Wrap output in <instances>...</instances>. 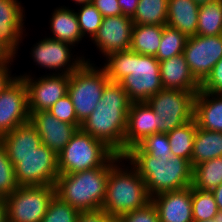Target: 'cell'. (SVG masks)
I'll use <instances>...</instances> for the list:
<instances>
[{
    "instance_id": "cell-49",
    "label": "cell",
    "mask_w": 222,
    "mask_h": 222,
    "mask_svg": "<svg viewBox=\"0 0 222 222\" xmlns=\"http://www.w3.org/2000/svg\"><path fill=\"white\" fill-rule=\"evenodd\" d=\"M106 222H122L120 217L111 216Z\"/></svg>"
},
{
    "instance_id": "cell-12",
    "label": "cell",
    "mask_w": 222,
    "mask_h": 222,
    "mask_svg": "<svg viewBox=\"0 0 222 222\" xmlns=\"http://www.w3.org/2000/svg\"><path fill=\"white\" fill-rule=\"evenodd\" d=\"M52 74L36 80L27 74L17 76L22 78L27 86L29 113L48 111L53 104L67 95L70 75Z\"/></svg>"
},
{
    "instance_id": "cell-37",
    "label": "cell",
    "mask_w": 222,
    "mask_h": 222,
    "mask_svg": "<svg viewBox=\"0 0 222 222\" xmlns=\"http://www.w3.org/2000/svg\"><path fill=\"white\" fill-rule=\"evenodd\" d=\"M48 112L62 122L75 125L78 129L81 127L74 105L68 94L53 104Z\"/></svg>"
},
{
    "instance_id": "cell-26",
    "label": "cell",
    "mask_w": 222,
    "mask_h": 222,
    "mask_svg": "<svg viewBox=\"0 0 222 222\" xmlns=\"http://www.w3.org/2000/svg\"><path fill=\"white\" fill-rule=\"evenodd\" d=\"M163 26L134 24L130 50L141 55L156 56L160 46Z\"/></svg>"
},
{
    "instance_id": "cell-41",
    "label": "cell",
    "mask_w": 222,
    "mask_h": 222,
    "mask_svg": "<svg viewBox=\"0 0 222 222\" xmlns=\"http://www.w3.org/2000/svg\"><path fill=\"white\" fill-rule=\"evenodd\" d=\"M111 216H109L102 209L94 211H80L77 222H106Z\"/></svg>"
},
{
    "instance_id": "cell-25",
    "label": "cell",
    "mask_w": 222,
    "mask_h": 222,
    "mask_svg": "<svg viewBox=\"0 0 222 222\" xmlns=\"http://www.w3.org/2000/svg\"><path fill=\"white\" fill-rule=\"evenodd\" d=\"M222 157V132L198 128L194 135L192 167Z\"/></svg>"
},
{
    "instance_id": "cell-36",
    "label": "cell",
    "mask_w": 222,
    "mask_h": 222,
    "mask_svg": "<svg viewBox=\"0 0 222 222\" xmlns=\"http://www.w3.org/2000/svg\"><path fill=\"white\" fill-rule=\"evenodd\" d=\"M18 187L14 165L8 158L5 146L0 141V199L6 198Z\"/></svg>"
},
{
    "instance_id": "cell-15",
    "label": "cell",
    "mask_w": 222,
    "mask_h": 222,
    "mask_svg": "<svg viewBox=\"0 0 222 222\" xmlns=\"http://www.w3.org/2000/svg\"><path fill=\"white\" fill-rule=\"evenodd\" d=\"M133 25L129 16L105 17L92 41L104 53V57L113 52L129 50Z\"/></svg>"
},
{
    "instance_id": "cell-10",
    "label": "cell",
    "mask_w": 222,
    "mask_h": 222,
    "mask_svg": "<svg viewBox=\"0 0 222 222\" xmlns=\"http://www.w3.org/2000/svg\"><path fill=\"white\" fill-rule=\"evenodd\" d=\"M19 186L55 185L59 176L58 156L46 145L28 155H8Z\"/></svg>"
},
{
    "instance_id": "cell-1",
    "label": "cell",
    "mask_w": 222,
    "mask_h": 222,
    "mask_svg": "<svg viewBox=\"0 0 222 222\" xmlns=\"http://www.w3.org/2000/svg\"><path fill=\"white\" fill-rule=\"evenodd\" d=\"M109 81L118 82L131 102H146L163 89L159 61L152 55L123 50L106 56Z\"/></svg>"
},
{
    "instance_id": "cell-42",
    "label": "cell",
    "mask_w": 222,
    "mask_h": 222,
    "mask_svg": "<svg viewBox=\"0 0 222 222\" xmlns=\"http://www.w3.org/2000/svg\"><path fill=\"white\" fill-rule=\"evenodd\" d=\"M13 60L0 61V93L6 89L17 77L11 76L8 64ZM10 74V75H9ZM11 76V77H10Z\"/></svg>"
},
{
    "instance_id": "cell-29",
    "label": "cell",
    "mask_w": 222,
    "mask_h": 222,
    "mask_svg": "<svg viewBox=\"0 0 222 222\" xmlns=\"http://www.w3.org/2000/svg\"><path fill=\"white\" fill-rule=\"evenodd\" d=\"M222 34V0H214L199 7L197 34L216 36Z\"/></svg>"
},
{
    "instance_id": "cell-20",
    "label": "cell",
    "mask_w": 222,
    "mask_h": 222,
    "mask_svg": "<svg viewBox=\"0 0 222 222\" xmlns=\"http://www.w3.org/2000/svg\"><path fill=\"white\" fill-rule=\"evenodd\" d=\"M193 119L198 128L222 132V94L200 90L194 99Z\"/></svg>"
},
{
    "instance_id": "cell-43",
    "label": "cell",
    "mask_w": 222,
    "mask_h": 222,
    "mask_svg": "<svg viewBox=\"0 0 222 222\" xmlns=\"http://www.w3.org/2000/svg\"><path fill=\"white\" fill-rule=\"evenodd\" d=\"M139 0H118L122 15L133 17L136 13Z\"/></svg>"
},
{
    "instance_id": "cell-3",
    "label": "cell",
    "mask_w": 222,
    "mask_h": 222,
    "mask_svg": "<svg viewBox=\"0 0 222 222\" xmlns=\"http://www.w3.org/2000/svg\"><path fill=\"white\" fill-rule=\"evenodd\" d=\"M130 161L144 180L151 197L192 186L193 167L189 160L173 156L158 159L147 153H125L123 160Z\"/></svg>"
},
{
    "instance_id": "cell-5",
    "label": "cell",
    "mask_w": 222,
    "mask_h": 222,
    "mask_svg": "<svg viewBox=\"0 0 222 222\" xmlns=\"http://www.w3.org/2000/svg\"><path fill=\"white\" fill-rule=\"evenodd\" d=\"M122 159L123 156L110 169L102 205V210L114 217H120L151 202L144 180L134 167L130 171L121 168L118 162H122Z\"/></svg>"
},
{
    "instance_id": "cell-13",
    "label": "cell",
    "mask_w": 222,
    "mask_h": 222,
    "mask_svg": "<svg viewBox=\"0 0 222 222\" xmlns=\"http://www.w3.org/2000/svg\"><path fill=\"white\" fill-rule=\"evenodd\" d=\"M29 121L27 86L17 77L0 93V138Z\"/></svg>"
},
{
    "instance_id": "cell-40",
    "label": "cell",
    "mask_w": 222,
    "mask_h": 222,
    "mask_svg": "<svg viewBox=\"0 0 222 222\" xmlns=\"http://www.w3.org/2000/svg\"><path fill=\"white\" fill-rule=\"evenodd\" d=\"M92 4L102 14L103 18L122 15L118 0H92Z\"/></svg>"
},
{
    "instance_id": "cell-14",
    "label": "cell",
    "mask_w": 222,
    "mask_h": 222,
    "mask_svg": "<svg viewBox=\"0 0 222 222\" xmlns=\"http://www.w3.org/2000/svg\"><path fill=\"white\" fill-rule=\"evenodd\" d=\"M70 46H72V44L67 42L45 38L34 45L31 50L32 57L34 62L41 67L48 68L49 70L52 69L53 71H58L59 69V71H61V68L63 67L62 72H58V74L70 75L77 70L84 61H86L82 56L77 57L76 59L72 58ZM71 58L75 61L72 62L70 60Z\"/></svg>"
},
{
    "instance_id": "cell-24",
    "label": "cell",
    "mask_w": 222,
    "mask_h": 222,
    "mask_svg": "<svg viewBox=\"0 0 222 222\" xmlns=\"http://www.w3.org/2000/svg\"><path fill=\"white\" fill-rule=\"evenodd\" d=\"M50 21L53 37L50 36L49 38L67 42L73 46L82 40V33L74 10L64 8V6L63 8H56Z\"/></svg>"
},
{
    "instance_id": "cell-16",
    "label": "cell",
    "mask_w": 222,
    "mask_h": 222,
    "mask_svg": "<svg viewBox=\"0 0 222 222\" xmlns=\"http://www.w3.org/2000/svg\"><path fill=\"white\" fill-rule=\"evenodd\" d=\"M29 122L39 133L42 144L57 156L78 130L75 125L58 120L48 111L30 113Z\"/></svg>"
},
{
    "instance_id": "cell-47",
    "label": "cell",
    "mask_w": 222,
    "mask_h": 222,
    "mask_svg": "<svg viewBox=\"0 0 222 222\" xmlns=\"http://www.w3.org/2000/svg\"><path fill=\"white\" fill-rule=\"evenodd\" d=\"M193 222H222V211H219L216 216L207 221H193Z\"/></svg>"
},
{
    "instance_id": "cell-8",
    "label": "cell",
    "mask_w": 222,
    "mask_h": 222,
    "mask_svg": "<svg viewBox=\"0 0 222 222\" xmlns=\"http://www.w3.org/2000/svg\"><path fill=\"white\" fill-rule=\"evenodd\" d=\"M198 92L162 89L146 102L157 114V133H168L193 119Z\"/></svg>"
},
{
    "instance_id": "cell-4",
    "label": "cell",
    "mask_w": 222,
    "mask_h": 222,
    "mask_svg": "<svg viewBox=\"0 0 222 222\" xmlns=\"http://www.w3.org/2000/svg\"><path fill=\"white\" fill-rule=\"evenodd\" d=\"M121 157L115 154L103 167L59 175L55 195L79 211L102 209L110 169Z\"/></svg>"
},
{
    "instance_id": "cell-46",
    "label": "cell",
    "mask_w": 222,
    "mask_h": 222,
    "mask_svg": "<svg viewBox=\"0 0 222 222\" xmlns=\"http://www.w3.org/2000/svg\"><path fill=\"white\" fill-rule=\"evenodd\" d=\"M0 222H8L6 204L3 199H0Z\"/></svg>"
},
{
    "instance_id": "cell-48",
    "label": "cell",
    "mask_w": 222,
    "mask_h": 222,
    "mask_svg": "<svg viewBox=\"0 0 222 222\" xmlns=\"http://www.w3.org/2000/svg\"><path fill=\"white\" fill-rule=\"evenodd\" d=\"M199 6L210 3L211 1L214 0H194Z\"/></svg>"
},
{
    "instance_id": "cell-21",
    "label": "cell",
    "mask_w": 222,
    "mask_h": 222,
    "mask_svg": "<svg viewBox=\"0 0 222 222\" xmlns=\"http://www.w3.org/2000/svg\"><path fill=\"white\" fill-rule=\"evenodd\" d=\"M23 9L17 0H0V37L15 53L22 40Z\"/></svg>"
},
{
    "instance_id": "cell-39",
    "label": "cell",
    "mask_w": 222,
    "mask_h": 222,
    "mask_svg": "<svg viewBox=\"0 0 222 222\" xmlns=\"http://www.w3.org/2000/svg\"><path fill=\"white\" fill-rule=\"evenodd\" d=\"M200 90L207 93L222 94V58L215 64L210 75L200 85Z\"/></svg>"
},
{
    "instance_id": "cell-50",
    "label": "cell",
    "mask_w": 222,
    "mask_h": 222,
    "mask_svg": "<svg viewBox=\"0 0 222 222\" xmlns=\"http://www.w3.org/2000/svg\"><path fill=\"white\" fill-rule=\"evenodd\" d=\"M75 3L77 4H85V3H90L92 0H74Z\"/></svg>"
},
{
    "instance_id": "cell-27",
    "label": "cell",
    "mask_w": 222,
    "mask_h": 222,
    "mask_svg": "<svg viewBox=\"0 0 222 222\" xmlns=\"http://www.w3.org/2000/svg\"><path fill=\"white\" fill-rule=\"evenodd\" d=\"M197 124L194 119L166 133L173 156L189 160L192 165V151Z\"/></svg>"
},
{
    "instance_id": "cell-28",
    "label": "cell",
    "mask_w": 222,
    "mask_h": 222,
    "mask_svg": "<svg viewBox=\"0 0 222 222\" xmlns=\"http://www.w3.org/2000/svg\"><path fill=\"white\" fill-rule=\"evenodd\" d=\"M222 184V157L205 161L193 167L192 186L203 191H212Z\"/></svg>"
},
{
    "instance_id": "cell-38",
    "label": "cell",
    "mask_w": 222,
    "mask_h": 222,
    "mask_svg": "<svg viewBox=\"0 0 222 222\" xmlns=\"http://www.w3.org/2000/svg\"><path fill=\"white\" fill-rule=\"evenodd\" d=\"M120 219L122 222H159L158 212L152 201L142 208L121 215Z\"/></svg>"
},
{
    "instance_id": "cell-33",
    "label": "cell",
    "mask_w": 222,
    "mask_h": 222,
    "mask_svg": "<svg viewBox=\"0 0 222 222\" xmlns=\"http://www.w3.org/2000/svg\"><path fill=\"white\" fill-rule=\"evenodd\" d=\"M219 212L211 191H203L192 186V214L194 221H207Z\"/></svg>"
},
{
    "instance_id": "cell-44",
    "label": "cell",
    "mask_w": 222,
    "mask_h": 222,
    "mask_svg": "<svg viewBox=\"0 0 222 222\" xmlns=\"http://www.w3.org/2000/svg\"><path fill=\"white\" fill-rule=\"evenodd\" d=\"M15 52L0 37V61L13 60Z\"/></svg>"
},
{
    "instance_id": "cell-19",
    "label": "cell",
    "mask_w": 222,
    "mask_h": 222,
    "mask_svg": "<svg viewBox=\"0 0 222 222\" xmlns=\"http://www.w3.org/2000/svg\"><path fill=\"white\" fill-rule=\"evenodd\" d=\"M161 83L164 89L199 92L200 84L191 74L184 54L159 61Z\"/></svg>"
},
{
    "instance_id": "cell-34",
    "label": "cell",
    "mask_w": 222,
    "mask_h": 222,
    "mask_svg": "<svg viewBox=\"0 0 222 222\" xmlns=\"http://www.w3.org/2000/svg\"><path fill=\"white\" fill-rule=\"evenodd\" d=\"M80 211L54 195L40 222H77Z\"/></svg>"
},
{
    "instance_id": "cell-7",
    "label": "cell",
    "mask_w": 222,
    "mask_h": 222,
    "mask_svg": "<svg viewBox=\"0 0 222 222\" xmlns=\"http://www.w3.org/2000/svg\"><path fill=\"white\" fill-rule=\"evenodd\" d=\"M109 78L104 68H96L88 60L70 74L68 91L77 119L84 122L95 110Z\"/></svg>"
},
{
    "instance_id": "cell-32",
    "label": "cell",
    "mask_w": 222,
    "mask_h": 222,
    "mask_svg": "<svg viewBox=\"0 0 222 222\" xmlns=\"http://www.w3.org/2000/svg\"><path fill=\"white\" fill-rule=\"evenodd\" d=\"M126 153H147L157 159L162 157L168 160L173 157L167 134L160 132L145 137L136 146L127 150Z\"/></svg>"
},
{
    "instance_id": "cell-35",
    "label": "cell",
    "mask_w": 222,
    "mask_h": 222,
    "mask_svg": "<svg viewBox=\"0 0 222 222\" xmlns=\"http://www.w3.org/2000/svg\"><path fill=\"white\" fill-rule=\"evenodd\" d=\"M81 5L82 6L79 12H76V15L82 37H84L85 34H89V37L93 39L101 26L103 16L92 4V2Z\"/></svg>"
},
{
    "instance_id": "cell-30",
    "label": "cell",
    "mask_w": 222,
    "mask_h": 222,
    "mask_svg": "<svg viewBox=\"0 0 222 222\" xmlns=\"http://www.w3.org/2000/svg\"><path fill=\"white\" fill-rule=\"evenodd\" d=\"M167 7L168 0H139L133 23L164 26L167 24Z\"/></svg>"
},
{
    "instance_id": "cell-31",
    "label": "cell",
    "mask_w": 222,
    "mask_h": 222,
    "mask_svg": "<svg viewBox=\"0 0 222 222\" xmlns=\"http://www.w3.org/2000/svg\"><path fill=\"white\" fill-rule=\"evenodd\" d=\"M187 36L168 25L163 26V33L155 58L162 61L183 53Z\"/></svg>"
},
{
    "instance_id": "cell-9",
    "label": "cell",
    "mask_w": 222,
    "mask_h": 222,
    "mask_svg": "<svg viewBox=\"0 0 222 222\" xmlns=\"http://www.w3.org/2000/svg\"><path fill=\"white\" fill-rule=\"evenodd\" d=\"M54 195V185L19 186L3 199L8 222H40Z\"/></svg>"
},
{
    "instance_id": "cell-22",
    "label": "cell",
    "mask_w": 222,
    "mask_h": 222,
    "mask_svg": "<svg viewBox=\"0 0 222 222\" xmlns=\"http://www.w3.org/2000/svg\"><path fill=\"white\" fill-rule=\"evenodd\" d=\"M199 5L194 0H168L167 24L187 37L197 34Z\"/></svg>"
},
{
    "instance_id": "cell-18",
    "label": "cell",
    "mask_w": 222,
    "mask_h": 222,
    "mask_svg": "<svg viewBox=\"0 0 222 222\" xmlns=\"http://www.w3.org/2000/svg\"><path fill=\"white\" fill-rule=\"evenodd\" d=\"M157 133V114L147 102H132L127 115L124 154L145 137Z\"/></svg>"
},
{
    "instance_id": "cell-17",
    "label": "cell",
    "mask_w": 222,
    "mask_h": 222,
    "mask_svg": "<svg viewBox=\"0 0 222 222\" xmlns=\"http://www.w3.org/2000/svg\"><path fill=\"white\" fill-rule=\"evenodd\" d=\"M159 222H193L192 186L151 197Z\"/></svg>"
},
{
    "instance_id": "cell-23",
    "label": "cell",
    "mask_w": 222,
    "mask_h": 222,
    "mask_svg": "<svg viewBox=\"0 0 222 222\" xmlns=\"http://www.w3.org/2000/svg\"><path fill=\"white\" fill-rule=\"evenodd\" d=\"M7 155H28L35 152L42 141L35 127L27 122L0 138Z\"/></svg>"
},
{
    "instance_id": "cell-2",
    "label": "cell",
    "mask_w": 222,
    "mask_h": 222,
    "mask_svg": "<svg viewBox=\"0 0 222 222\" xmlns=\"http://www.w3.org/2000/svg\"><path fill=\"white\" fill-rule=\"evenodd\" d=\"M126 91L118 82L108 81L102 97L80 129L102 141L117 155H124L127 115L131 105Z\"/></svg>"
},
{
    "instance_id": "cell-11",
    "label": "cell",
    "mask_w": 222,
    "mask_h": 222,
    "mask_svg": "<svg viewBox=\"0 0 222 222\" xmlns=\"http://www.w3.org/2000/svg\"><path fill=\"white\" fill-rule=\"evenodd\" d=\"M183 54L191 74L201 85L222 58V34L188 37Z\"/></svg>"
},
{
    "instance_id": "cell-6",
    "label": "cell",
    "mask_w": 222,
    "mask_h": 222,
    "mask_svg": "<svg viewBox=\"0 0 222 222\" xmlns=\"http://www.w3.org/2000/svg\"><path fill=\"white\" fill-rule=\"evenodd\" d=\"M114 155L102 141L78 129L58 155L59 175L103 167Z\"/></svg>"
},
{
    "instance_id": "cell-45",
    "label": "cell",
    "mask_w": 222,
    "mask_h": 222,
    "mask_svg": "<svg viewBox=\"0 0 222 222\" xmlns=\"http://www.w3.org/2000/svg\"><path fill=\"white\" fill-rule=\"evenodd\" d=\"M211 192L215 197V201L217 203L219 211H222V184L217 188L213 189Z\"/></svg>"
}]
</instances>
